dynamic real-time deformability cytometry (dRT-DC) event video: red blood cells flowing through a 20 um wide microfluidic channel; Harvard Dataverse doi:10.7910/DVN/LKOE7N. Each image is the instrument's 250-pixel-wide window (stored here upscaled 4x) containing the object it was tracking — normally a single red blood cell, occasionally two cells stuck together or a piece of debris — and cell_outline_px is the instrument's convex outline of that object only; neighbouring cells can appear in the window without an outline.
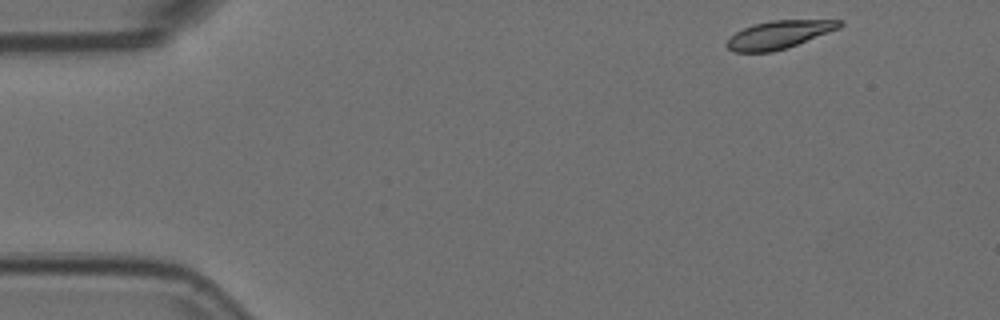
{"species": "Egyptian fruit bat (a non-hibernating species)", "species_latin": "Rousettus aegyptiacus", "temperature_condition": "room temperature", "stored_images_in_passage": 4, "camera_frame_rate_fps": 3000, "um_per_image_px": 0.085, "animal": {"sex": "female"}, "frame": {"image": 1, "passage_image": 1, "time_ms": 0.0, "image_size_px": [1000, 320], "cell_outline_px": [[844, 24], [840, 28], [788, 48], [772, 52], [732, 52], [724, 44], [736, 32], [744, 28], [756, 24], [772, 20], [844, 20]], "centroid_in_image_um": [66.24, 2.95], "position_along_channel_um": 18.8, "area_um2": 18.38}}